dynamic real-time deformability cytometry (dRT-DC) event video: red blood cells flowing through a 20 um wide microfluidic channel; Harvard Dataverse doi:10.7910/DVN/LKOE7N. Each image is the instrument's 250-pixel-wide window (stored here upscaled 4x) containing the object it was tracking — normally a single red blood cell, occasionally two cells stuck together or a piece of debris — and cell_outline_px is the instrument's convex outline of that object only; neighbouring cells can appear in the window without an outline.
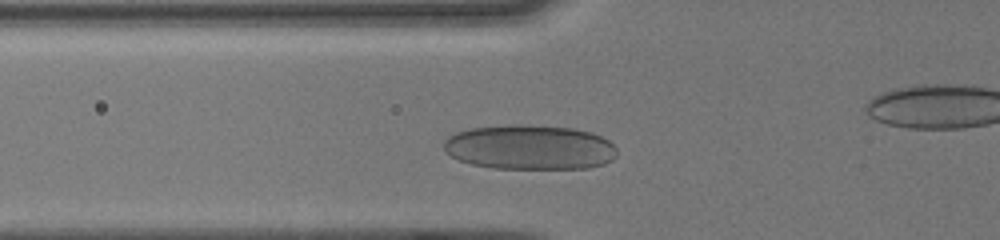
{"species": "human", "species_latin": "Homo sapiens", "temperature_condition": "cold", "stored_images_in_passage": 15, "camera_frame_rate_fps": 3000, "um_per_image_px": 0.085, "donor": {"sex": "male"}, "frame": {"image": 1, "passage_image": 2, "time_ms": 0.333, "image_size_px": [1000, 240], "cell_outline_px": [[616, 156], [612, 160], [604, 164], [588, 168], [492, 168], [472, 164], [460, 160], [452, 156], [444, 148], [444, 140], [448, 136], [456, 132], [468, 128], [508, 124], [520, 124], [572, 128], [592, 132], [608, 140], [616, 148]], "centroid_in_image_um": [45.02, 12.5], "position_along_channel_um": 80.8, "area_um2": 45.26}}
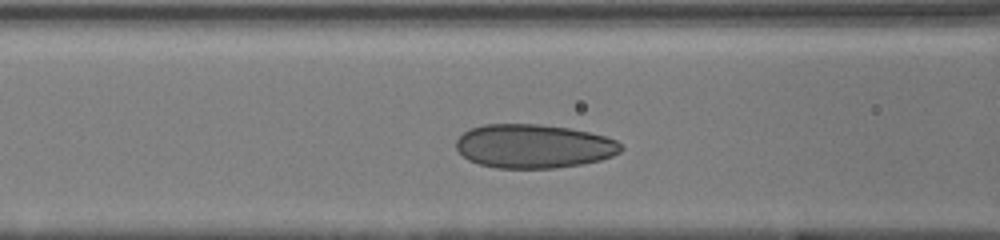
{"frame": {"image": 2, "passage_image": 7, "time_ms": 1.333, "image_size_px": [1000, 240], "cell_outline_px": [[624, 148], [620, 152], [612, 156], [600, 160], [580, 164], [556, 168], [496, 168], [480, 164], [468, 160], [456, 148], [456, 140], [464, 132], [472, 128], [484, 124], [540, 124], [568, 128], [588, 132], [604, 136], [616, 140]], "centroid_in_image_um": [45.36, 12.43], "position_along_channel_um": 121.2, "area_um2": 42.02}}
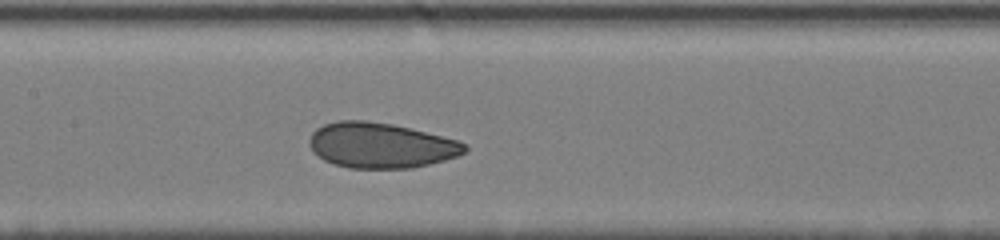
{"frame": {"image": 3, "passage_image": 13, "time_ms": 2.667, "image_size_px": [1000, 240], "cell_outline_px": [[468, 148], [464, 152], [456, 156], [444, 160], [412, 168], [348, 168], [324, 160], [312, 152], [308, 144], [308, 140], [312, 132], [316, 128], [324, 124], [336, 120], [368, 120], [392, 124], [456, 140], [468, 144]], "centroid_in_image_um": [32.31, 12.35], "position_along_channel_um": 175.1, "area_um2": 40.98}}